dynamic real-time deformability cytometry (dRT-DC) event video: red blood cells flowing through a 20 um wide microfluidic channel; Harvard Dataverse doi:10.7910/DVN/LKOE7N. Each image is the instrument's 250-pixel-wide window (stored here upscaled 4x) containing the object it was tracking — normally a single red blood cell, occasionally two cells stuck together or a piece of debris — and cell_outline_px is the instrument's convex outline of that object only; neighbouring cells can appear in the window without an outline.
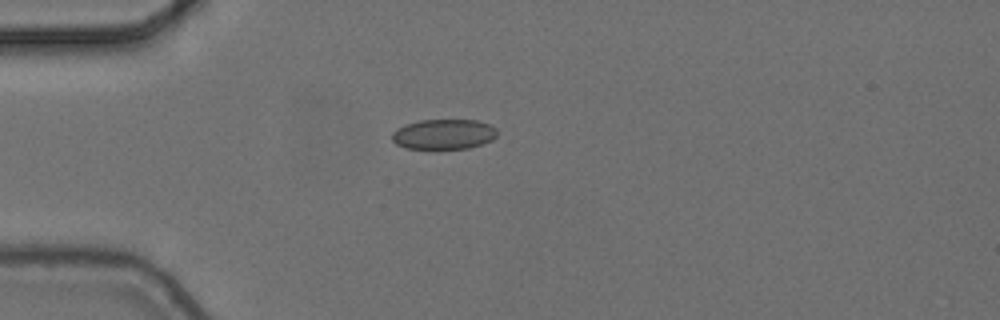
{"species": "common noctule bat (a hibernating species)", "species_latin": "Nyctalus noctula", "temperature_condition": "cold", "stored_images_in_passage": 7, "camera_frame_rate_fps": 3000, "um_per_image_px": 0.085, "animal": {"sex": "female", "body_mass_g": 24.6, "forearm_length_mm": 56.2}, "frame": {"image": 1, "passage_image": 5, "time_ms": 1.333, "image_size_px": [1000, 320], "cell_outline_px": [[496, 136], [492, 140], [468, 148], [432, 152], [404, 148], [396, 144], [392, 140], [392, 132], [396, 128], [404, 124], [420, 120], [476, 120], [488, 124], [496, 128]], "centroid_in_image_um": [37.64, 11.46], "position_along_channel_um": 47.4, "area_um2": 19.31}}
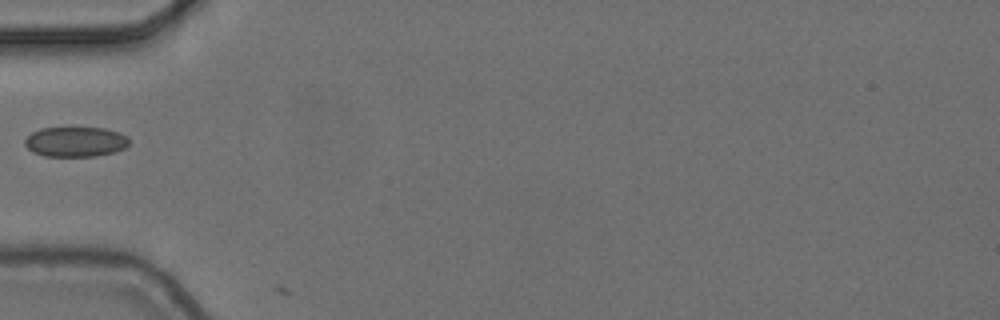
{"frame": {"image": 2, "passage_image": 6, "time_ms": 1.667, "image_size_px": [1000, 320], "cell_outline_px": [[128, 144], [124, 148], [116, 152], [96, 156], [44, 156], [32, 152], [24, 144], [24, 140], [32, 132], [40, 128], [104, 128], [120, 132], [128, 136]], "centroid_in_image_um": [6.42, 12.05], "position_along_channel_um": 78.6, "area_um2": 18.32}}
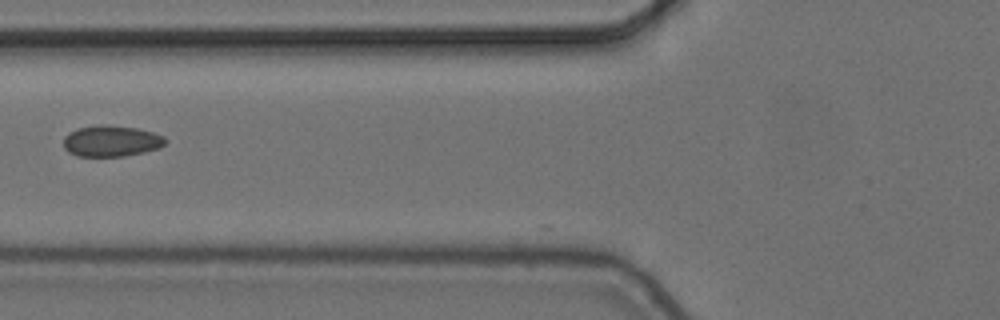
{"frame": {"image": 3, "passage_image": 7, "time_ms": 2.0, "image_size_px": [1000, 320], "cell_outline_px": [[168, 140], [160, 148], [144, 152], [124, 156], [76, 156], [68, 152], [64, 148], [64, 136], [68, 132], [76, 128], [96, 124], [104, 124], [136, 128], [152, 132], [164, 136]], "centroid_in_image_um": [9.44, 11.98], "position_along_channel_um": 116.4, "area_um2": 18.73}}